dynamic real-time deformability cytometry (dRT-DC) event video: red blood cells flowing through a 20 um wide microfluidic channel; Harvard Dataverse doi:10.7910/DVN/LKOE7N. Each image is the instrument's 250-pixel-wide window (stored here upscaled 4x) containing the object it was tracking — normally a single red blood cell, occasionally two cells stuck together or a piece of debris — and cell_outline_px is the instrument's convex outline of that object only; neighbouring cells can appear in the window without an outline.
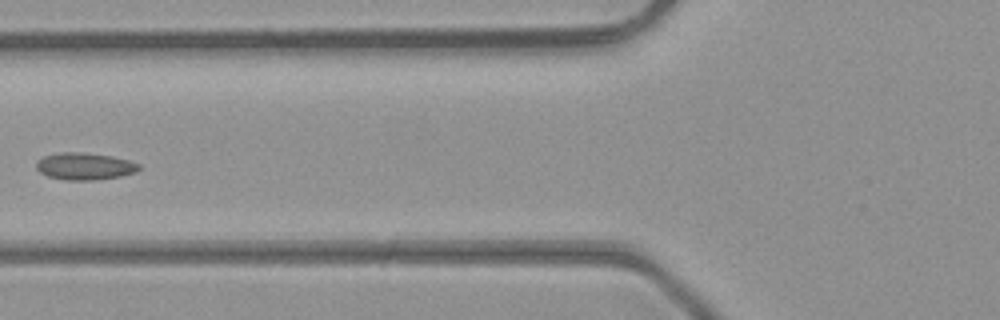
{"species": "common noctule bat (a hibernating species)", "species_latin": "Nyctalus noctula", "temperature_condition": "room temperature", "stored_images_in_passage": 5, "camera_frame_rate_fps": 3000, "um_per_image_px": 0.085, "animal": {"sex": "male", "body_mass_g": 23.1, "forearm_length_mm": 52.7}, "frame": {"image": 1, "passage_image": 5, "time_ms": 1.333, "image_size_px": [1000, 320], "cell_outline_px": [[140, 168], [136, 172], [120, 176], [96, 180], [64, 180], [48, 176], [40, 172], [36, 168], [36, 160], [44, 156], [60, 152], [80, 152], [112, 156], [128, 160], [140, 164]], "centroid_in_image_um": [7.18, 14.13], "position_along_channel_um": 118.6, "area_um2": 16.24}}